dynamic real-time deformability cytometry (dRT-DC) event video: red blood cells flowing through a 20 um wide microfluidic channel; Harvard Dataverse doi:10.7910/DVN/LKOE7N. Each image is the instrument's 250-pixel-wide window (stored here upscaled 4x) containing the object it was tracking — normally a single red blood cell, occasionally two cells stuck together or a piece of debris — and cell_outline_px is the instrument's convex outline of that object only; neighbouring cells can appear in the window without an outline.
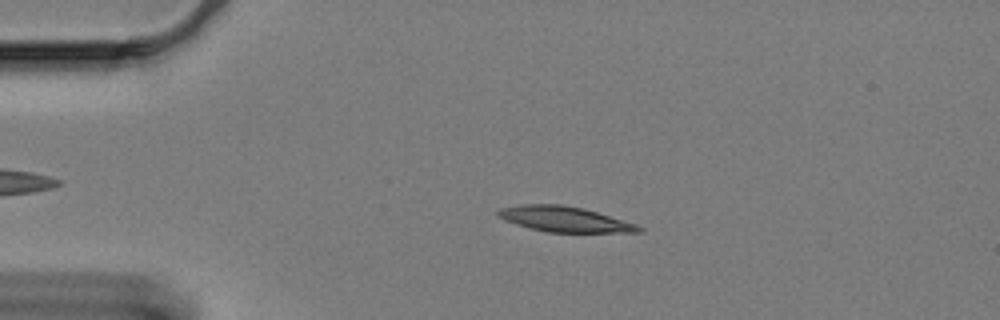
{"species": "Egyptian fruit bat (a non-hibernating species)", "species_latin": "Rousettus aegyptiacus", "temperature_condition": "cold", "stored_images_in_passage": 60, "camera_frame_rate_fps": 3000, "um_per_image_px": 0.085, "animal": {"sex": "female"}, "frame": {"image": 1, "passage_image": 12, "time_ms": 3.667, "image_size_px": [1000, 320], "cell_outline_px": [[644, 232], [548, 232], [516, 224], [504, 220], [496, 216], [496, 208], [520, 204], [560, 204], [584, 208], [636, 224], [644, 228]], "centroid_in_image_um": [47.94, 18.61], "position_along_channel_um": 37.1, "area_um2": 20.87}}
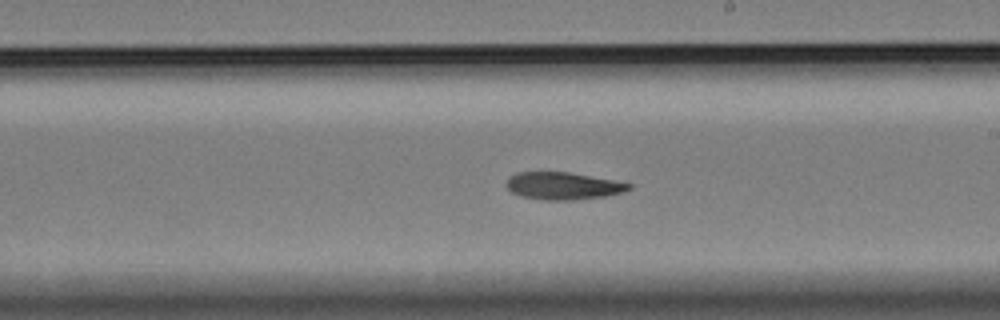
{"frame": {"image": 2, "passage_image": 34, "time_ms": 11.0, "image_size_px": [1000, 320], "cell_outline_px": [[632, 188], [624, 192], [604, 196], [572, 200], [544, 200], [520, 196], [512, 192], [504, 184], [516, 172], [568, 172], [612, 180], [632, 184]], "centroid_in_image_um": [47.85, 15.8], "position_along_channel_um": 241.2, "area_um2": 19.36}}
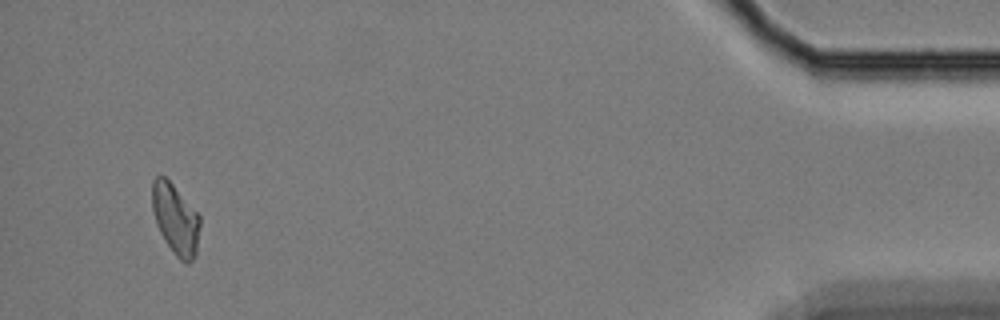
{"frame": {"image": 3, "passage_image": 57, "time_ms": 18.667, "image_size_px": [1000, 320], "cell_outline_px": [[200, 224], [196, 256], [188, 264], [184, 264], [176, 256], [164, 240], [156, 224], [152, 208], [152, 180], [156, 176], [164, 176], [172, 184], [200, 216]], "centroid_in_image_um": [14.91, 18.66], "position_along_channel_um": 420.3, "area_um2": 19.59}, "authors_computed_cell_mechanics": {"area_um2": 20.2878, "velocity_mm_per_s": 3.2776, "shape_relaxation_time_tau1_ms": 10.5138, "shape_relaxation_time_tau2_ms": null, "deformation_change_tau1": 0.197, "deformation_change_tau2": null}}